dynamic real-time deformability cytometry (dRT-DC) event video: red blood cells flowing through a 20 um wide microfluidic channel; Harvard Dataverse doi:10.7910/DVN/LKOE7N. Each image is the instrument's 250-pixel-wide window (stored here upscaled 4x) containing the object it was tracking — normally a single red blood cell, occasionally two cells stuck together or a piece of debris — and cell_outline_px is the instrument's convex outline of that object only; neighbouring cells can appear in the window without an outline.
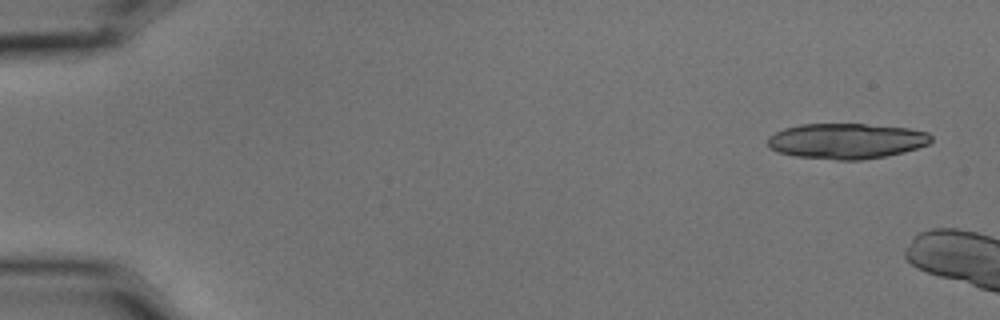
{"species": "common noctule bat (a hibernating species)", "species_latin": "Nyctalus noctula", "temperature_condition": "cold", "stored_images_in_passage": 3, "camera_frame_rate_fps": 3000, "um_per_image_px": 0.085, "animal": {"sex": "male", "body_mass_g": 15.6}, "frame": {"image": 1, "passage_image": 1, "time_ms": 0.0, "image_size_px": [1000, 320], "cell_outline_px": [[932, 140], [928, 144], [904, 152], [884, 156], [860, 160], [836, 160], [796, 156], [776, 152], [768, 148], [768, 136], [784, 128], [800, 124], [864, 124], [908, 128], [928, 132], [932, 136]], "centroid_in_image_um": [71.92, 11.98], "position_along_channel_um": 13.1, "area_um2": 33.87}}